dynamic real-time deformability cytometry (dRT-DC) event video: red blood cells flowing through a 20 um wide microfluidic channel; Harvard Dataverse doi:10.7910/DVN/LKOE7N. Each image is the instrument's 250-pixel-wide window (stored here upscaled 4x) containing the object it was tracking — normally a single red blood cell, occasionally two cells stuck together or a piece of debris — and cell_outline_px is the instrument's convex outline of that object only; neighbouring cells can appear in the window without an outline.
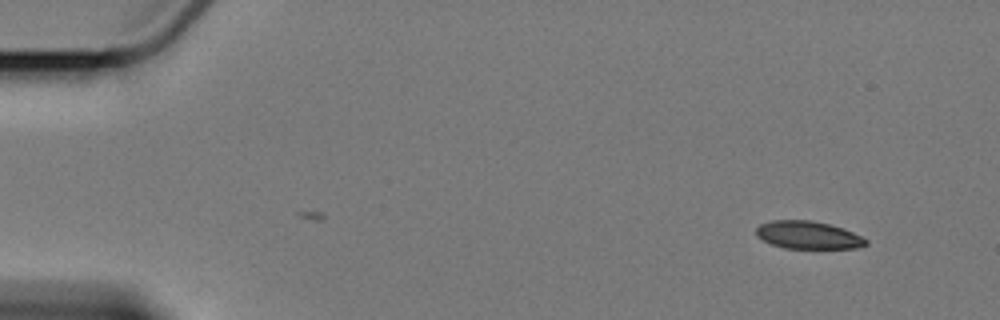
{"species": "Egyptian fruit bat (a non-hibernating species)", "species_latin": "Rousettus aegyptiacus", "temperature_condition": "cold", "stored_images_in_passage": 5, "segment_of_instrument_passage": [2, 2], "camera_frame_rate_fps": 3000, "um_per_image_px": 0.085, "animal": {"sex": "female"}, "frame": {"image": 1, "passage_image": 5, "time_ms": 4.667, "image_size_px": [1000, 320], "cell_outline_px": [[868, 244], [856, 248], [784, 248], [772, 244], [756, 236], [756, 228], [760, 224], [772, 220], [812, 220], [844, 228], [868, 240]], "centroid_in_image_um": [68.68, 19.97], "position_along_channel_um": 16.3, "area_um2": 17.69}}